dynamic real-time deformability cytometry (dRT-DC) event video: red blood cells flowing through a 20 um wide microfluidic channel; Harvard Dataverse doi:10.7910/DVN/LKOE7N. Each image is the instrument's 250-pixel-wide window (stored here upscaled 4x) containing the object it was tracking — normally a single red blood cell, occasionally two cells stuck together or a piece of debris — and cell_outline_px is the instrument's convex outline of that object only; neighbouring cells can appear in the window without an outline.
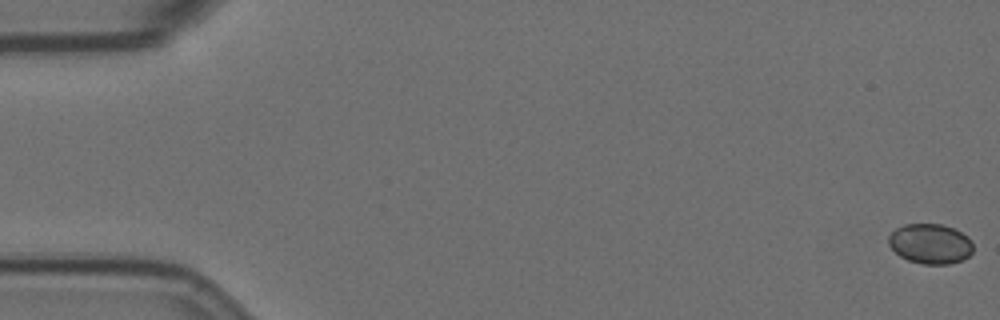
{"species": "Egyptian fruit bat (a non-hibernating species)", "species_latin": "Rousettus aegyptiacus", "temperature_condition": "room temperature", "stored_images_in_passage": 58, "camera_frame_rate_fps": 3000, "um_per_image_px": 0.085, "animal": {"sex": "female"}, "frame": {"image": 1, "passage_image": 1, "time_ms": 0.0, "image_size_px": [1000, 320], "cell_outline_px": [[972, 252], [964, 260], [948, 264], [920, 264], [908, 260], [900, 256], [888, 244], [888, 236], [896, 228], [904, 224], [940, 224], [952, 228], [968, 236], [972, 240]], "centroid_in_image_um": [79.07, 20.72], "position_along_channel_um": 5.9, "area_um2": 19.77}}
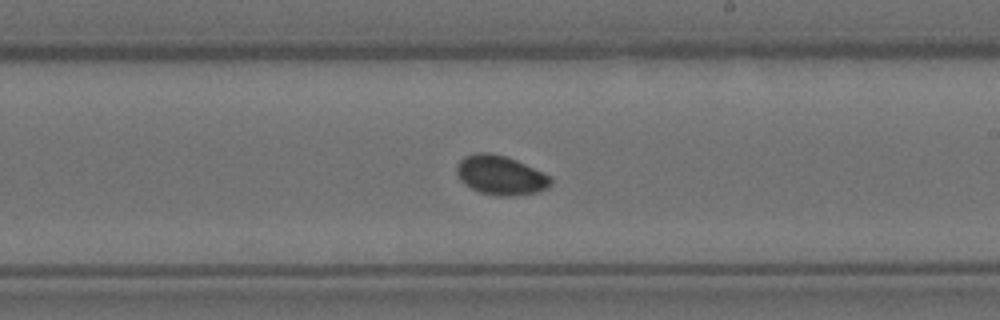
{"frame": {"image": 2, "passage_image": 34, "time_ms": 11.0, "image_size_px": [1000, 320], "cell_outline_px": [[552, 184], [548, 188], [536, 192], [516, 196], [496, 196], [480, 192], [464, 184], [460, 180], [456, 172], [456, 164], [464, 156], [476, 152], [488, 152], [504, 156], [516, 160], [544, 172], [552, 180]], "centroid_in_image_um": [42.53, 14.89], "position_along_channel_um": 246.5, "area_um2": 21.68}}
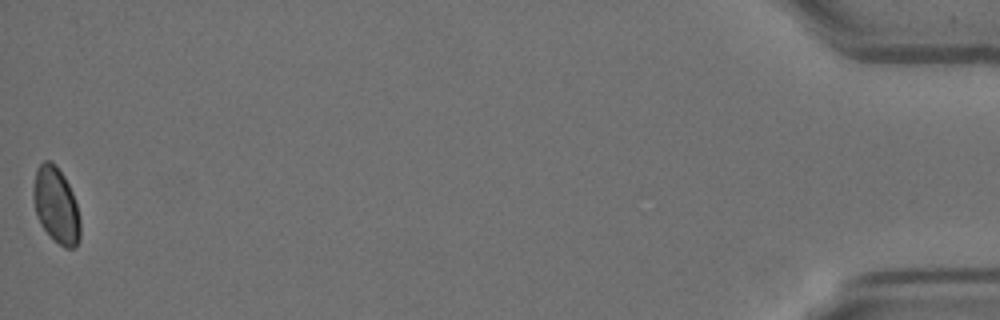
{"frame": {"image": 3, "passage_image": 58, "time_ms": 19.0, "image_size_px": [1000, 320], "cell_outline_px": [[80, 240], [76, 248], [64, 248], [40, 224], [36, 212], [32, 196], [32, 192], [36, 168], [44, 160], [48, 160], [56, 164], [64, 176], [72, 192], [76, 204], [80, 220]], "centroid_in_image_um": [4.77, 17.43], "position_along_channel_um": 430.4, "area_um2": 20.69}}